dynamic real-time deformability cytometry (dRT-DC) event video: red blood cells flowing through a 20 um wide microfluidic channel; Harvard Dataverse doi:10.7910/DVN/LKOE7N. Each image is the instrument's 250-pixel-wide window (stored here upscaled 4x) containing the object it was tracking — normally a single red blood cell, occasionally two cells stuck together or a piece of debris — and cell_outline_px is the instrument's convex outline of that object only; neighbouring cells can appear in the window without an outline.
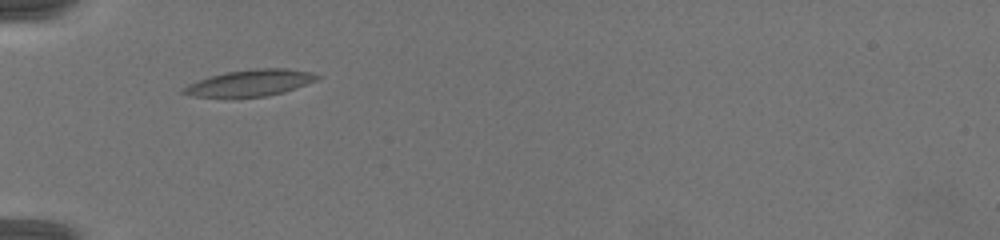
{"species": "common noctule bat (a hibernating species)", "species_latin": "Nyctalus noctula", "temperature_condition": "warm", "stored_images_in_passage": 56, "camera_frame_rate_fps": 3000, "um_per_image_px": 0.085, "animal": {"sex": "female", "body_mass_g": 19.5, "forearm_length_mm": 54.1}, "frame": {"image": 1, "passage_image": 1, "time_ms": 0.0, "image_size_px": [1000, 240], "cell_outline_px": [[320, 76], [316, 80], [296, 88], [284, 92], [264, 96], [192, 96], [180, 92], [180, 88], [188, 84], [212, 76], [228, 72], [256, 68], [284, 68], [312, 72]], "centroid_in_image_um": [21.27, 7.03], "position_along_channel_um": 63.7, "area_um2": 20.11}}
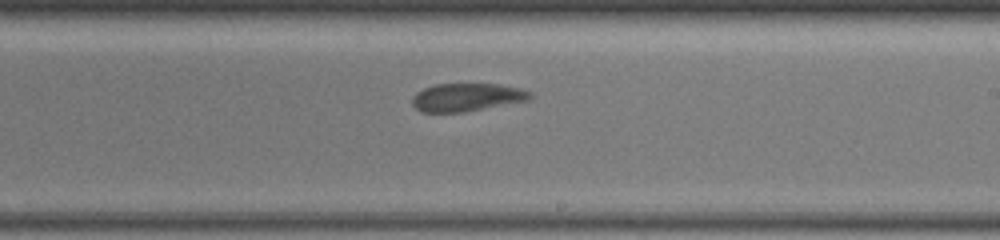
{"frame": {"image": 2, "passage_image": 24, "time_ms": 4.667, "image_size_px": [1000, 240], "cell_outline_px": [[536, 96], [528, 100], [464, 112], [420, 112], [412, 104], [412, 96], [416, 92], [424, 88], [436, 84], [500, 84], [520, 88], [532, 92]], "centroid_in_image_um": [39.69, 8.26], "position_along_channel_um": 249.3, "area_um2": 19.36}}
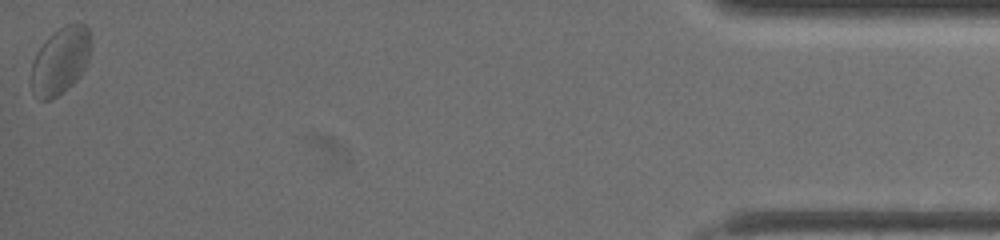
{"frame": {"image": 3, "passage_image": 55, "time_ms": 11.0, "image_size_px": [1000, 240], "cell_outline_px": [[88, 56], [84, 68], [80, 76], [72, 84], [52, 100], [40, 100], [32, 88], [32, 64], [36, 52], [44, 40], [52, 32], [68, 24], [84, 24], [88, 28]], "centroid_in_image_um": [5.09, 5.17], "position_along_channel_um": 430.1, "area_um2": 22.72}}